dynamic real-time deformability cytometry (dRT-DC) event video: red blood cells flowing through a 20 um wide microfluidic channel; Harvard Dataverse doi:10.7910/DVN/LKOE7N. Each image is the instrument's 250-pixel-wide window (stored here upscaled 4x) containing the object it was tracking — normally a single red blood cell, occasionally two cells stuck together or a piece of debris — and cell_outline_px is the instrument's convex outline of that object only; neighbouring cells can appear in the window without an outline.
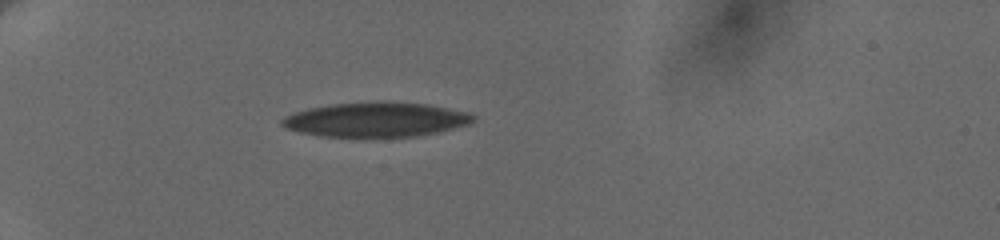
{"species": "human", "species_latin": "Homo sapiens", "temperature_condition": "cold", "stored_images_in_passage": 9, "camera_frame_rate_fps": 3000, "um_per_image_px": 0.085, "donor": {"sex": "female"}, "frame": {"image": 1, "passage_image": 6, "time_ms": 4.667, "image_size_px": [1000, 240], "cell_outline_px": [[476, 120], [468, 124], [436, 132], [416, 136], [320, 136], [300, 132], [284, 128], [280, 124], [280, 120], [284, 116], [308, 108], [332, 104], [380, 100], [384, 100], [428, 104], [468, 112], [476, 116]], "centroid_in_image_um": [31.94, 10.14], "position_along_channel_um": 53.1, "area_um2": 38.67}}
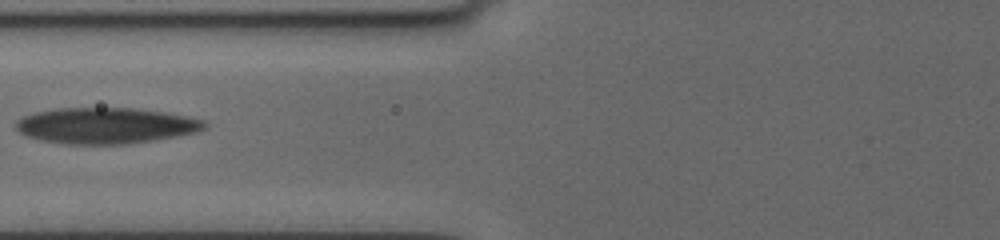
{"frame": {"image": 2, "passage_image": 9, "time_ms": 7.333, "image_size_px": [1000, 240], "cell_outline_px": [[208, 128], [196, 132], [156, 140], [128, 144], [64, 144], [44, 140], [28, 136], [20, 132], [16, 128], [16, 120], [24, 116], [36, 112], [60, 108], [136, 108], [164, 112], [204, 120], [208, 124]], "centroid_in_image_um": [9.03, 10.68], "position_along_channel_um": 116.8, "area_um2": 39.48}}